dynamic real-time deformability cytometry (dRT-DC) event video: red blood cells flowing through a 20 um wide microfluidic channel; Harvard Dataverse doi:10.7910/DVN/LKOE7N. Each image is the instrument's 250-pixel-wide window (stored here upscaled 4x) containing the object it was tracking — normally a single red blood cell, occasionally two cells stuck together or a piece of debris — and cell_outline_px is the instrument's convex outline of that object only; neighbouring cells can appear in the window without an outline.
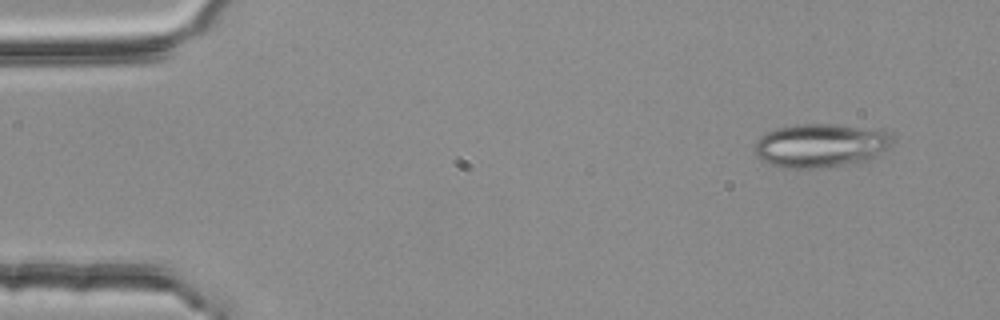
{"species": "common noctule bat (a hibernating species)", "species_latin": "Nyctalus noctula", "temperature_condition": "room temperature", "stored_images_in_passage": 4, "camera_frame_rate_fps": 3000, "um_per_image_px": 0.085, "animal": {"sex": "female", "body_mass_g": 25.1}, "frame": {"image": 1, "passage_image": 1, "time_ms": 0.0, "image_size_px": [1000, 320], "cell_outline_px": [[892, 140], [888, 148], [876, 156], [868, 160], [820, 168], [784, 168], [760, 160], [756, 156], [752, 148], [756, 140], [764, 132], [776, 128], [800, 124], [832, 124], [884, 128], [892, 136]], "centroid_in_image_um": [69.74, 12.34], "position_along_channel_um": 15.3, "area_um2": 35.66}}